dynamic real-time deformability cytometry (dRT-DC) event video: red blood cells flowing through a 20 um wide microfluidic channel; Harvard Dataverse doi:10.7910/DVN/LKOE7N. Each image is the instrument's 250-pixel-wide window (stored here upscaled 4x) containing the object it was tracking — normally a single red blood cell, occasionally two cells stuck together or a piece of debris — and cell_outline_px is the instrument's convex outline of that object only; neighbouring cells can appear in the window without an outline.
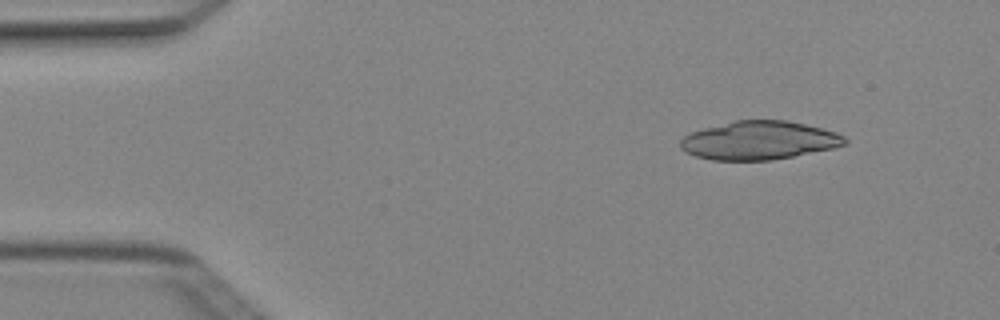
{"species": "Egyptian fruit bat (a non-hibernating species)", "species_latin": "Rousettus aegyptiacus", "temperature_condition": "cold", "stored_images_in_passage": 2, "camera_frame_rate_fps": 3000, "um_per_image_px": 0.085, "animal": {"sex": "female"}, "frame": {"image": 1, "passage_image": 1, "time_ms": 0.0, "image_size_px": [1000, 320], "cell_outline_px": [[848, 144], [836, 148], [772, 160], [712, 160], [696, 156], [680, 148], [680, 140], [684, 136], [692, 132], [704, 128], [736, 120], [788, 120], [836, 132], [844, 136], [848, 140]], "centroid_in_image_um": [64.56, 11.94], "position_along_channel_um": 20.4, "area_um2": 36.88}}